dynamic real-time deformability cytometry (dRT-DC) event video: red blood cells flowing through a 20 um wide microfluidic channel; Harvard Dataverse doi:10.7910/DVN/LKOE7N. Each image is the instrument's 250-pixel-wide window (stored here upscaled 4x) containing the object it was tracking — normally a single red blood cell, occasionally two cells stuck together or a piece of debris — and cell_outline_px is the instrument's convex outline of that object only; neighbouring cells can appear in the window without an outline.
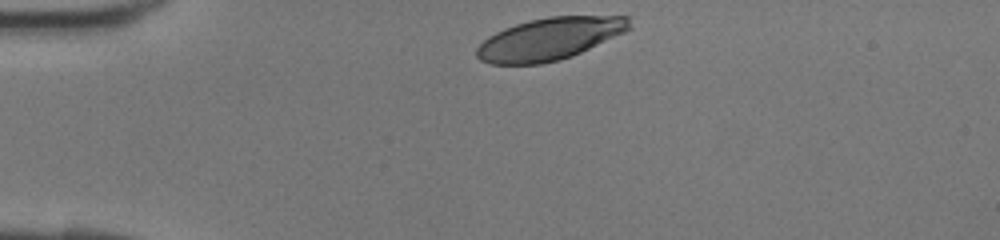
{"species": "human", "species_latin": "Homo sapiens", "temperature_condition": "room temperature", "stored_images_in_passage": 28, "camera_frame_rate_fps": 3000, "um_per_image_px": 0.085, "donor": {"sex": "female"}, "frame": {"image": 1, "passage_image": 1, "time_ms": 0.0, "image_size_px": [1000, 240], "cell_outline_px": [[632, 28], [624, 32], [572, 56], [560, 60], [540, 64], [492, 64], [480, 60], [476, 56], [476, 48], [488, 36], [504, 28], [528, 20], [548, 16], [632, 16]], "centroid_in_image_um": [46.72, 3.29], "position_along_channel_um": 38.3, "area_um2": 37.69}}
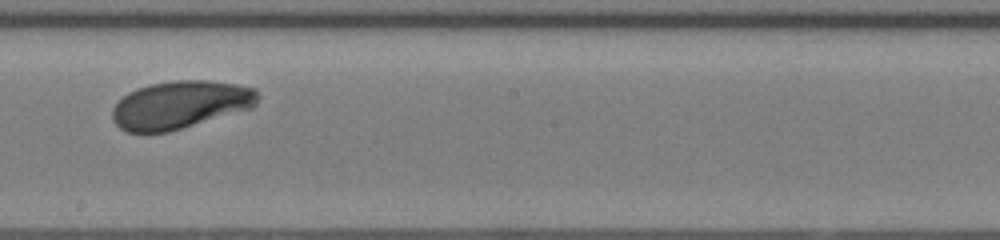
{"frame": {"image": 2, "passage_image": 16, "time_ms": 5.0, "image_size_px": [1000, 240], "cell_outline_px": [[260, 96], [256, 104], [252, 108], [168, 132], [128, 132], [120, 128], [112, 120], [112, 108], [128, 92], [136, 88], [152, 84], [176, 80], [204, 80], [236, 84], [256, 88]], "centroid_in_image_um": [15.34, 8.9], "position_along_channel_um": 232.9, "area_um2": 40.46}}
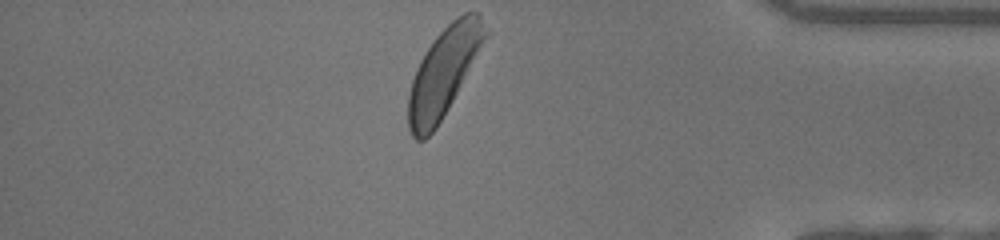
{"frame": {"image": 3, "passage_image": 28, "time_ms": 9.0, "image_size_px": [1000, 240], "cell_outline_px": [[492, 32], [448, 108], [436, 128], [424, 140], [416, 140], [412, 136], [408, 128], [408, 96], [412, 80], [416, 68], [420, 60], [436, 36], [456, 16], [464, 12], [480, 12]], "centroid_in_image_um": [37.77, 6.07], "position_along_channel_um": 397.4, "area_um2": 40.06}}